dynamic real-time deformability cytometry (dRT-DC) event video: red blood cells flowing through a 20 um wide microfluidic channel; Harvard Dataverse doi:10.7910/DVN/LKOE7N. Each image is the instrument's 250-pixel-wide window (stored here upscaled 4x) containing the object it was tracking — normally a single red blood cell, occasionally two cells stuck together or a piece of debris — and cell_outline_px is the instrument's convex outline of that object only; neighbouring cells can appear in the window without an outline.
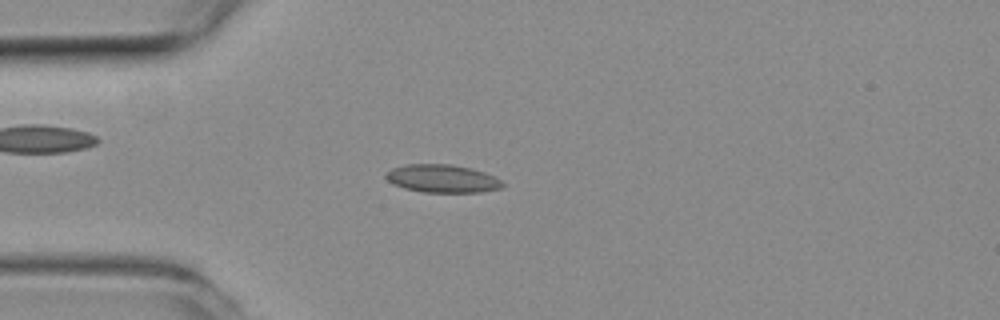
{"species": "common noctule bat (a hibernating species)", "species_latin": "Nyctalus noctula", "temperature_condition": "room temperature", "stored_images_in_passage": 45, "camera_frame_rate_fps": 3000, "um_per_image_px": 0.085, "animal": {"sex": "female", "body_mass_g": 19.3, "forearm_length_mm": 54.1}, "frame": {"image": 1, "passage_image": 7, "time_ms": 2.0, "image_size_px": [1000, 320], "cell_outline_px": [[504, 184], [500, 188], [480, 192], [424, 192], [404, 188], [392, 184], [384, 176], [384, 172], [392, 168], [408, 164], [452, 164], [472, 168], [496, 176]], "centroid_in_image_um": [37.57, 15.17], "position_along_channel_um": 47.4, "area_um2": 19.13}}
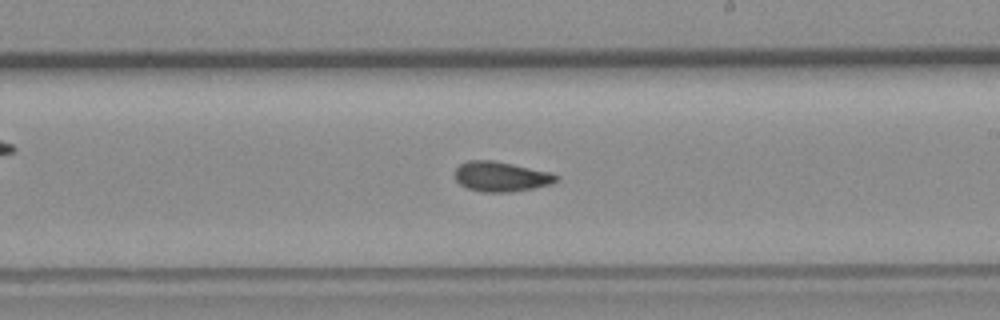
{"frame": {"image": 2, "passage_image": 23, "time_ms": 7.333, "image_size_px": [1000, 320], "cell_outline_px": [[560, 180], [552, 184], [512, 192], [484, 192], [468, 188], [460, 184], [456, 180], [456, 168], [460, 164], [468, 160], [492, 160], [552, 172], [560, 176]], "centroid_in_image_um": [42.64, 15.01], "position_along_channel_um": 246.4, "area_um2": 17.74}}
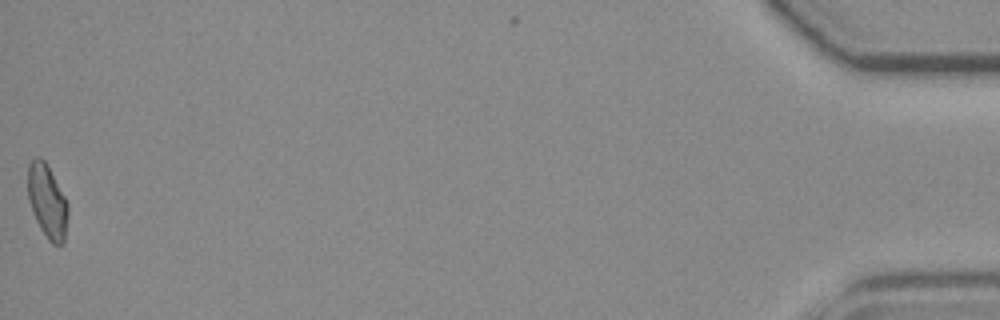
{"frame": {"image": 3, "passage_image": 45, "time_ms": 14.667, "image_size_px": [1000, 320], "cell_outline_px": [[68, 212], [64, 244], [52, 244], [48, 240], [40, 228], [32, 212], [28, 200], [28, 164], [36, 156], [40, 156], [44, 160], [64, 196], [68, 204]], "centroid_in_image_um": [4.0, 17.13], "position_along_channel_um": 431.2, "area_um2": 17.11}, "authors_computed_cell_mechanics": {"area_um2": 17.3978, "velocity_mm_per_s": 3.9765, "shape_relaxation_time_tau1_ms": null, "shape_relaxation_time_tau2_ms": 3.2774, "deformation_change_tau1": null, "deformation_change_tau2": 0.0783}}